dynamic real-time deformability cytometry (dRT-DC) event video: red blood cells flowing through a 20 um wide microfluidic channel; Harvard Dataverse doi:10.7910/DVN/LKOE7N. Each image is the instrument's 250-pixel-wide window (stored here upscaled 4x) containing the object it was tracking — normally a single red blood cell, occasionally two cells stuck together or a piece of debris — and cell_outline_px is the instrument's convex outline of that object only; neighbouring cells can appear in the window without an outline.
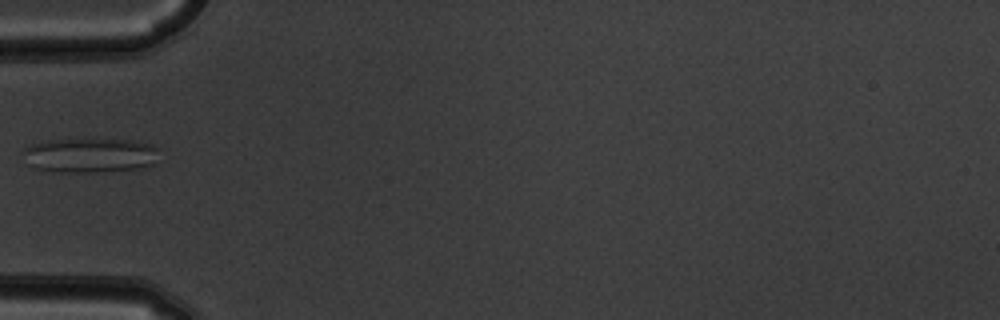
{"species": "common noctule bat (a hibernating species)", "species_latin": "Nyctalus noctula", "temperature_condition": "warm", "stored_images_in_passage": 3, "camera_frame_rate_fps": 3000, "um_per_image_px": 0.085, "animal": {"sex": "male", "body_mass_g": 19.5, "forearm_length_mm": 54.6}, "frame": {"image": 1, "passage_image": 3, "time_ms": 0.667, "image_size_px": [1000, 320], "cell_outline_px": [[156, 148], [152, 164], [144, 168], [96, 172], [60, 172], [36, 168], [28, 164], [24, 152], [24, 148], [32, 144], [48, 140], [132, 140], [152, 144]], "centroid_in_image_um": [7.63, 13.21], "position_along_channel_um": 77.4, "area_um2": 26.88}}